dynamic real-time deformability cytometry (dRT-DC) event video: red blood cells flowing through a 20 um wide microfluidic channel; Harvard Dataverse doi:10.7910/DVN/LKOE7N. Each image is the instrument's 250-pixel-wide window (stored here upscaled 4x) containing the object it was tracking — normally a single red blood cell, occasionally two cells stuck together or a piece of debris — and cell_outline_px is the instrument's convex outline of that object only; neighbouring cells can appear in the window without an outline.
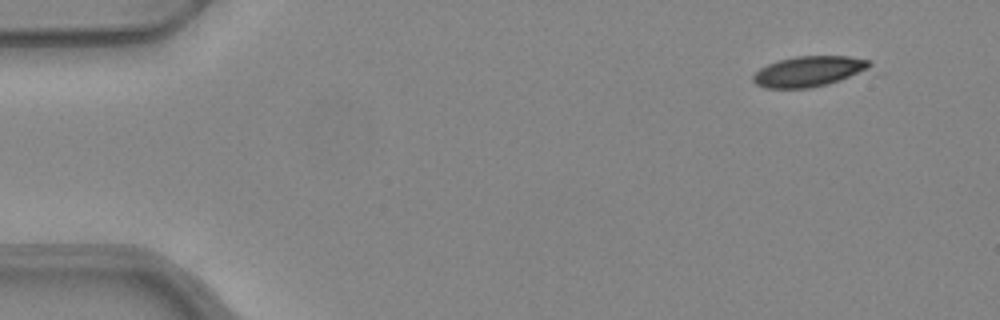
{"species": "common noctule bat (a hibernating species)", "species_latin": "Nyctalus noctula", "temperature_condition": "warm", "stored_images_in_passage": 12, "camera_frame_rate_fps": 3000, "um_per_image_px": 0.085, "animal": {"sex": "female", "body_mass_g": 24.6, "forearm_length_mm": 56.2}, "frame": {"image": 1, "passage_image": 1, "time_ms": 0.0, "image_size_px": [1000, 320], "cell_outline_px": [[872, 64], [868, 68], [840, 80], [828, 84], [808, 88], [764, 88], [756, 84], [752, 80], [752, 76], [760, 68], [776, 60], [796, 56], [848, 56], [868, 60]], "centroid_in_image_um": [68.68, 6.06], "position_along_channel_um": 16.3, "area_um2": 20.58}}
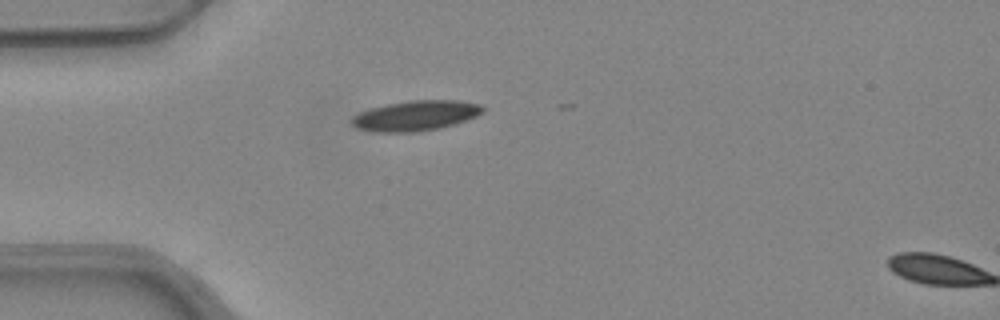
{"frame": {"image": 2, "passage_image": 11, "time_ms": 3.333, "image_size_px": [1000, 320], "cell_outline_px": [[484, 112], [468, 120], [440, 128], [412, 132], [380, 132], [356, 128], [348, 120], [352, 116], [368, 108], [388, 104], [412, 100], [456, 100], [480, 104], [484, 108]], "centroid_in_image_um": [35.31, 9.83], "position_along_channel_um": 49.7, "area_um2": 23.12}}